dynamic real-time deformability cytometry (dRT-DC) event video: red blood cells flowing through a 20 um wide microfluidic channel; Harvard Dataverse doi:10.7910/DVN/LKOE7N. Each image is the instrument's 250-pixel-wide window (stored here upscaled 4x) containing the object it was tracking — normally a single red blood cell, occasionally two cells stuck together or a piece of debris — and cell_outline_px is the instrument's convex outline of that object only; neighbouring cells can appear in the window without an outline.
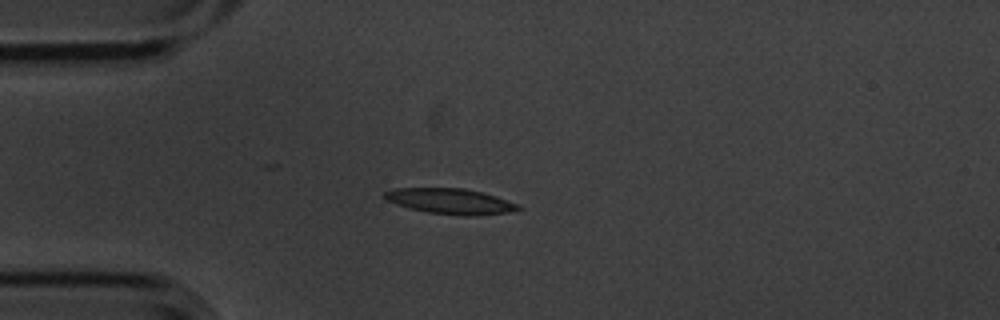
{"species": "common noctule bat (a hibernating species)", "species_latin": "Nyctalus noctula", "temperature_condition": "cold", "stored_images_in_passage": 5, "camera_frame_rate_fps": 3000, "um_per_image_px": 0.085, "animal": {"sex": "male", "body_mass_g": 20.1, "forearm_length_mm": 53.5}, "frame": {"image": 1, "passage_image": 5, "time_ms": 1.333, "image_size_px": [1000, 320], "cell_outline_px": [[524, 208], [508, 212], [472, 216], [464, 216], [428, 212], [396, 204], [384, 200], [384, 192], [396, 188], [464, 188], [496, 196], [520, 204]], "centroid_in_image_um": [38.31, 17.1], "position_along_channel_um": 46.7, "area_um2": 19.83}}